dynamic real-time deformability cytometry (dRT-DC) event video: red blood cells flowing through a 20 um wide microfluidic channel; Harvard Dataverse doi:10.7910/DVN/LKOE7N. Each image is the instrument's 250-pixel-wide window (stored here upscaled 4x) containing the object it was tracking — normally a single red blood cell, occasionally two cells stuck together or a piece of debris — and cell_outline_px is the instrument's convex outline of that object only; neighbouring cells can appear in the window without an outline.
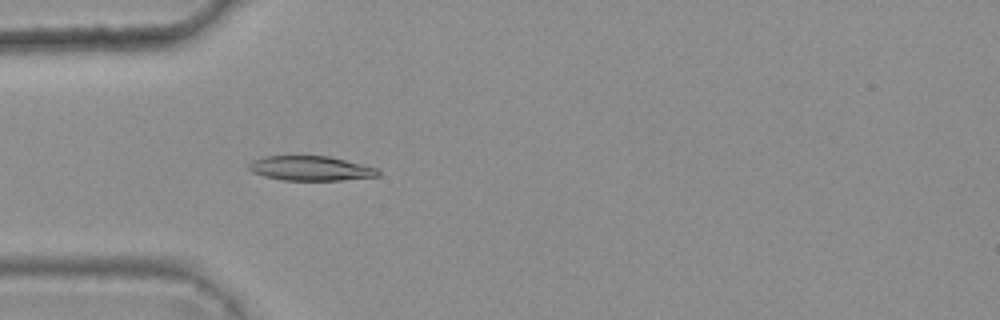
{"species": "common noctule bat (a hibernating species)", "species_latin": "Nyctalus noctula", "temperature_condition": "warm", "stored_images_in_passage": 5, "camera_frame_rate_fps": 3000, "um_per_image_px": 0.085, "animal": {"sex": "female", "body_mass_g": 25.1}, "frame": {"image": 1, "passage_image": 5, "time_ms": 1.333, "image_size_px": [1000, 320], "cell_outline_px": [[380, 176], [340, 180], [284, 180], [264, 176], [252, 172], [248, 168], [248, 164], [252, 160], [264, 156], [328, 156], [376, 168], [380, 172]], "centroid_in_image_um": [26.36, 14.31], "position_along_channel_um": 58.6, "area_um2": 18.38}}